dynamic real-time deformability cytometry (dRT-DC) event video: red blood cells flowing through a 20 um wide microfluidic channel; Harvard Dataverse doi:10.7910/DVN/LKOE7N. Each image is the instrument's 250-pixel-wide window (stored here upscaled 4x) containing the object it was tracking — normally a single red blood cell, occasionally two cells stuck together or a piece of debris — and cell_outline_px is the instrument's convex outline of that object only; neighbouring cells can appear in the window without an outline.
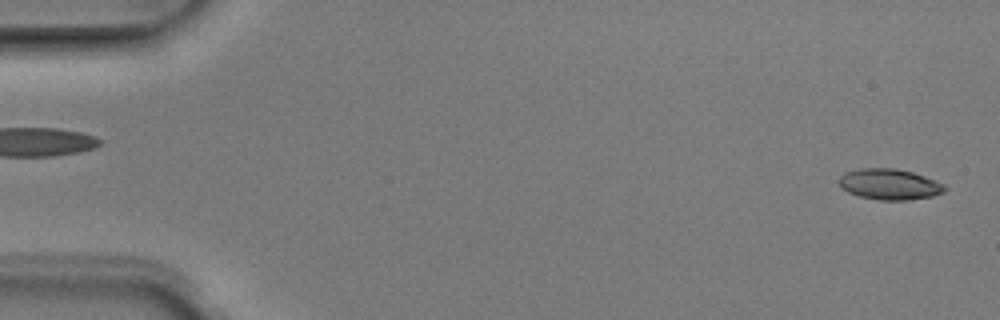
{"species": "Egyptian fruit bat (a non-hibernating species)", "species_latin": "Rousettus aegyptiacus", "temperature_condition": "room temperature", "stored_images_in_passage": 5, "segment_of_instrument_passage": [2, 2], "camera_frame_rate_fps": 3000, "um_per_image_px": 0.085, "animal": {"sex": "male"}, "frame": {"image": 1, "passage_image": 5, "time_ms": 1.333, "image_size_px": [1000, 320], "cell_outline_px": [[948, 188], [944, 192], [932, 196], [908, 200], [880, 200], [860, 196], [848, 192], [840, 188], [840, 176], [844, 172], [860, 168], [892, 168], [912, 172], [924, 176], [944, 184]], "centroid_in_image_um": [75.61, 15.66], "position_along_channel_um": 9.4, "area_um2": 18.96}}